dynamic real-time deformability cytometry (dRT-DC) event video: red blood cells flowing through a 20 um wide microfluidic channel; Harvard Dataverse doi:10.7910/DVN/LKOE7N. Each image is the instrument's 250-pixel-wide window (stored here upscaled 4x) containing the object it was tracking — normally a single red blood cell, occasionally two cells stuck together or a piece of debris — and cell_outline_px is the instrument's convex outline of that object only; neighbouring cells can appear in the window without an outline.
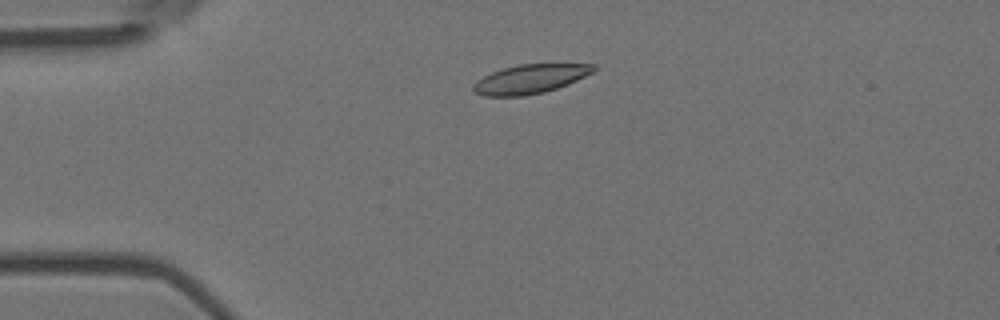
{"species": "Egyptian fruit bat (a non-hibernating species)", "species_latin": "Rousettus aegyptiacus", "temperature_condition": "room temperature", "stored_images_in_passage": 2, "camera_frame_rate_fps": 3000, "um_per_image_px": 0.085, "animal": {"sex": "female"}, "frame": {"image": 1, "passage_image": 1, "time_ms": 0.0, "image_size_px": [1000, 320], "cell_outline_px": [[596, 68], [592, 72], [568, 84], [544, 92], [524, 96], [484, 96], [476, 92], [472, 88], [472, 84], [476, 80], [492, 72], [504, 68], [520, 64], [596, 64]], "centroid_in_image_um": [45.04, 6.72], "position_along_channel_um": 40.0, "area_um2": 20.17}}